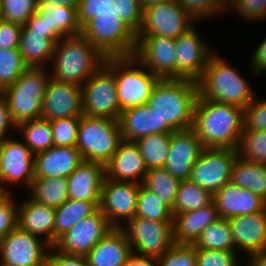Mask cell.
<instances>
[{
  "label": "cell",
  "mask_w": 266,
  "mask_h": 266,
  "mask_svg": "<svg viewBox=\"0 0 266 266\" xmlns=\"http://www.w3.org/2000/svg\"><path fill=\"white\" fill-rule=\"evenodd\" d=\"M83 115L119 120L117 86L114 73L103 64L82 85Z\"/></svg>",
  "instance_id": "9c48e42d"
},
{
  "label": "cell",
  "mask_w": 266,
  "mask_h": 266,
  "mask_svg": "<svg viewBox=\"0 0 266 266\" xmlns=\"http://www.w3.org/2000/svg\"><path fill=\"white\" fill-rule=\"evenodd\" d=\"M203 148L192 128L174 131L164 168L180 181L189 180L192 168Z\"/></svg>",
  "instance_id": "d6986e66"
},
{
  "label": "cell",
  "mask_w": 266,
  "mask_h": 266,
  "mask_svg": "<svg viewBox=\"0 0 266 266\" xmlns=\"http://www.w3.org/2000/svg\"><path fill=\"white\" fill-rule=\"evenodd\" d=\"M213 201V195L197 183L181 181L173 206V214L200 209Z\"/></svg>",
  "instance_id": "74e56055"
},
{
  "label": "cell",
  "mask_w": 266,
  "mask_h": 266,
  "mask_svg": "<svg viewBox=\"0 0 266 266\" xmlns=\"http://www.w3.org/2000/svg\"><path fill=\"white\" fill-rule=\"evenodd\" d=\"M198 96L195 80L159 79L146 103L159 118V133L192 128Z\"/></svg>",
  "instance_id": "7a4b0ae2"
},
{
  "label": "cell",
  "mask_w": 266,
  "mask_h": 266,
  "mask_svg": "<svg viewBox=\"0 0 266 266\" xmlns=\"http://www.w3.org/2000/svg\"><path fill=\"white\" fill-rule=\"evenodd\" d=\"M56 44L57 42L46 32L21 30L19 51L28 67L45 68L47 62H52Z\"/></svg>",
  "instance_id": "f1b7e54d"
},
{
  "label": "cell",
  "mask_w": 266,
  "mask_h": 266,
  "mask_svg": "<svg viewBox=\"0 0 266 266\" xmlns=\"http://www.w3.org/2000/svg\"><path fill=\"white\" fill-rule=\"evenodd\" d=\"M104 179L105 165L83 160L67 178L69 199L100 202Z\"/></svg>",
  "instance_id": "cb8c5ba5"
},
{
  "label": "cell",
  "mask_w": 266,
  "mask_h": 266,
  "mask_svg": "<svg viewBox=\"0 0 266 266\" xmlns=\"http://www.w3.org/2000/svg\"><path fill=\"white\" fill-rule=\"evenodd\" d=\"M3 141H4V138L0 137V150H1V147H2V144H3Z\"/></svg>",
  "instance_id": "6125c7cd"
},
{
  "label": "cell",
  "mask_w": 266,
  "mask_h": 266,
  "mask_svg": "<svg viewBox=\"0 0 266 266\" xmlns=\"http://www.w3.org/2000/svg\"><path fill=\"white\" fill-rule=\"evenodd\" d=\"M22 29H33L34 31L46 32L56 42L60 40V38L50 30V22L48 18H46V15L39 14L37 11L27 20V23L22 26Z\"/></svg>",
  "instance_id": "11a10c76"
},
{
  "label": "cell",
  "mask_w": 266,
  "mask_h": 266,
  "mask_svg": "<svg viewBox=\"0 0 266 266\" xmlns=\"http://www.w3.org/2000/svg\"><path fill=\"white\" fill-rule=\"evenodd\" d=\"M220 218L255 214L266 209V201L249 189L239 188L232 181L213 195Z\"/></svg>",
  "instance_id": "44dd1931"
},
{
  "label": "cell",
  "mask_w": 266,
  "mask_h": 266,
  "mask_svg": "<svg viewBox=\"0 0 266 266\" xmlns=\"http://www.w3.org/2000/svg\"><path fill=\"white\" fill-rule=\"evenodd\" d=\"M148 168L135 141L122 140L114 155L105 164V178L142 183Z\"/></svg>",
  "instance_id": "ffe728a7"
},
{
  "label": "cell",
  "mask_w": 266,
  "mask_h": 266,
  "mask_svg": "<svg viewBox=\"0 0 266 266\" xmlns=\"http://www.w3.org/2000/svg\"><path fill=\"white\" fill-rule=\"evenodd\" d=\"M139 189L140 183L104 179L99 209L114 228L122 227L135 217ZM121 219L125 223H120Z\"/></svg>",
  "instance_id": "5bb4252c"
},
{
  "label": "cell",
  "mask_w": 266,
  "mask_h": 266,
  "mask_svg": "<svg viewBox=\"0 0 266 266\" xmlns=\"http://www.w3.org/2000/svg\"><path fill=\"white\" fill-rule=\"evenodd\" d=\"M196 21L177 1L142 8L120 31L119 43L129 50L142 36L177 38Z\"/></svg>",
  "instance_id": "277c9868"
},
{
  "label": "cell",
  "mask_w": 266,
  "mask_h": 266,
  "mask_svg": "<svg viewBox=\"0 0 266 266\" xmlns=\"http://www.w3.org/2000/svg\"><path fill=\"white\" fill-rule=\"evenodd\" d=\"M180 182V180L172 176L164 167H160L149 169L142 184L157 194L162 202L169 206L173 212Z\"/></svg>",
  "instance_id": "8d00e7d4"
},
{
  "label": "cell",
  "mask_w": 266,
  "mask_h": 266,
  "mask_svg": "<svg viewBox=\"0 0 266 266\" xmlns=\"http://www.w3.org/2000/svg\"><path fill=\"white\" fill-rule=\"evenodd\" d=\"M127 235L132 253L159 258L175 243L173 221H153L133 217L121 227Z\"/></svg>",
  "instance_id": "30bf717a"
},
{
  "label": "cell",
  "mask_w": 266,
  "mask_h": 266,
  "mask_svg": "<svg viewBox=\"0 0 266 266\" xmlns=\"http://www.w3.org/2000/svg\"><path fill=\"white\" fill-rule=\"evenodd\" d=\"M16 131L22 133L24 143L34 155L54 146L49 120L37 118L26 121L19 124Z\"/></svg>",
  "instance_id": "d590c367"
},
{
  "label": "cell",
  "mask_w": 266,
  "mask_h": 266,
  "mask_svg": "<svg viewBox=\"0 0 266 266\" xmlns=\"http://www.w3.org/2000/svg\"><path fill=\"white\" fill-rule=\"evenodd\" d=\"M157 266H196V248L192 244L175 243L157 258Z\"/></svg>",
  "instance_id": "bcb514c9"
},
{
  "label": "cell",
  "mask_w": 266,
  "mask_h": 266,
  "mask_svg": "<svg viewBox=\"0 0 266 266\" xmlns=\"http://www.w3.org/2000/svg\"><path fill=\"white\" fill-rule=\"evenodd\" d=\"M182 7L198 21L197 19L214 16L221 13L216 7L215 0H177Z\"/></svg>",
  "instance_id": "f907efd6"
},
{
  "label": "cell",
  "mask_w": 266,
  "mask_h": 266,
  "mask_svg": "<svg viewBox=\"0 0 266 266\" xmlns=\"http://www.w3.org/2000/svg\"><path fill=\"white\" fill-rule=\"evenodd\" d=\"M128 51L160 79L177 78L174 38L142 36Z\"/></svg>",
  "instance_id": "4fadbf2b"
},
{
  "label": "cell",
  "mask_w": 266,
  "mask_h": 266,
  "mask_svg": "<svg viewBox=\"0 0 266 266\" xmlns=\"http://www.w3.org/2000/svg\"><path fill=\"white\" fill-rule=\"evenodd\" d=\"M237 0H215L216 2V7L221 11H225L224 9H228L229 7H227L228 5H230L231 7L234 6V4L236 3ZM223 10V11H222Z\"/></svg>",
  "instance_id": "94428289"
},
{
  "label": "cell",
  "mask_w": 266,
  "mask_h": 266,
  "mask_svg": "<svg viewBox=\"0 0 266 266\" xmlns=\"http://www.w3.org/2000/svg\"><path fill=\"white\" fill-rule=\"evenodd\" d=\"M79 9L93 24L109 18V0H40Z\"/></svg>",
  "instance_id": "7bdbcfd3"
},
{
  "label": "cell",
  "mask_w": 266,
  "mask_h": 266,
  "mask_svg": "<svg viewBox=\"0 0 266 266\" xmlns=\"http://www.w3.org/2000/svg\"><path fill=\"white\" fill-rule=\"evenodd\" d=\"M245 131L266 130V100L255 98L243 109Z\"/></svg>",
  "instance_id": "7dc6e473"
},
{
  "label": "cell",
  "mask_w": 266,
  "mask_h": 266,
  "mask_svg": "<svg viewBox=\"0 0 266 266\" xmlns=\"http://www.w3.org/2000/svg\"><path fill=\"white\" fill-rule=\"evenodd\" d=\"M11 127L12 129L17 130V126L12 121V117L9 112L7 99L0 92V137L4 139L9 138L6 133Z\"/></svg>",
  "instance_id": "9f6ffc18"
},
{
  "label": "cell",
  "mask_w": 266,
  "mask_h": 266,
  "mask_svg": "<svg viewBox=\"0 0 266 266\" xmlns=\"http://www.w3.org/2000/svg\"><path fill=\"white\" fill-rule=\"evenodd\" d=\"M80 119L69 117L50 121L54 146H76Z\"/></svg>",
  "instance_id": "f6af8a7d"
},
{
  "label": "cell",
  "mask_w": 266,
  "mask_h": 266,
  "mask_svg": "<svg viewBox=\"0 0 266 266\" xmlns=\"http://www.w3.org/2000/svg\"><path fill=\"white\" fill-rule=\"evenodd\" d=\"M82 115V86L50 77L43 98L40 118L51 121Z\"/></svg>",
  "instance_id": "e0dca14e"
},
{
  "label": "cell",
  "mask_w": 266,
  "mask_h": 266,
  "mask_svg": "<svg viewBox=\"0 0 266 266\" xmlns=\"http://www.w3.org/2000/svg\"><path fill=\"white\" fill-rule=\"evenodd\" d=\"M227 60L212 54L197 80L199 97L244 109L257 96L238 70Z\"/></svg>",
  "instance_id": "8992f818"
},
{
  "label": "cell",
  "mask_w": 266,
  "mask_h": 266,
  "mask_svg": "<svg viewBox=\"0 0 266 266\" xmlns=\"http://www.w3.org/2000/svg\"><path fill=\"white\" fill-rule=\"evenodd\" d=\"M30 198L43 205L57 208L68 197V183L65 177L34 178L29 188Z\"/></svg>",
  "instance_id": "d6a6232c"
},
{
  "label": "cell",
  "mask_w": 266,
  "mask_h": 266,
  "mask_svg": "<svg viewBox=\"0 0 266 266\" xmlns=\"http://www.w3.org/2000/svg\"><path fill=\"white\" fill-rule=\"evenodd\" d=\"M35 155L22 141L5 138L0 150V188L8 192L6 185L22 182L30 188L34 179Z\"/></svg>",
  "instance_id": "9a60e30c"
},
{
  "label": "cell",
  "mask_w": 266,
  "mask_h": 266,
  "mask_svg": "<svg viewBox=\"0 0 266 266\" xmlns=\"http://www.w3.org/2000/svg\"><path fill=\"white\" fill-rule=\"evenodd\" d=\"M2 0H0V14H1Z\"/></svg>",
  "instance_id": "be15d7a7"
},
{
  "label": "cell",
  "mask_w": 266,
  "mask_h": 266,
  "mask_svg": "<svg viewBox=\"0 0 266 266\" xmlns=\"http://www.w3.org/2000/svg\"><path fill=\"white\" fill-rule=\"evenodd\" d=\"M55 208L35 202L30 197L18 206L17 227L36 236H44L54 246Z\"/></svg>",
  "instance_id": "4316f807"
},
{
  "label": "cell",
  "mask_w": 266,
  "mask_h": 266,
  "mask_svg": "<svg viewBox=\"0 0 266 266\" xmlns=\"http://www.w3.org/2000/svg\"><path fill=\"white\" fill-rule=\"evenodd\" d=\"M50 250H54L53 253ZM48 251L50 253L47 257L46 266H88L85 256L65 254L59 250L56 251L54 246H51Z\"/></svg>",
  "instance_id": "db71d44e"
},
{
  "label": "cell",
  "mask_w": 266,
  "mask_h": 266,
  "mask_svg": "<svg viewBox=\"0 0 266 266\" xmlns=\"http://www.w3.org/2000/svg\"><path fill=\"white\" fill-rule=\"evenodd\" d=\"M118 121L122 140L136 141L140 137L159 133V118L146 104L122 111Z\"/></svg>",
  "instance_id": "f546056e"
},
{
  "label": "cell",
  "mask_w": 266,
  "mask_h": 266,
  "mask_svg": "<svg viewBox=\"0 0 266 266\" xmlns=\"http://www.w3.org/2000/svg\"><path fill=\"white\" fill-rule=\"evenodd\" d=\"M99 204L100 202L68 199L55 208L54 245L76 223L95 213Z\"/></svg>",
  "instance_id": "1f68e13d"
},
{
  "label": "cell",
  "mask_w": 266,
  "mask_h": 266,
  "mask_svg": "<svg viewBox=\"0 0 266 266\" xmlns=\"http://www.w3.org/2000/svg\"><path fill=\"white\" fill-rule=\"evenodd\" d=\"M175 0H109V19L120 31L142 8Z\"/></svg>",
  "instance_id": "60d3db41"
},
{
  "label": "cell",
  "mask_w": 266,
  "mask_h": 266,
  "mask_svg": "<svg viewBox=\"0 0 266 266\" xmlns=\"http://www.w3.org/2000/svg\"><path fill=\"white\" fill-rule=\"evenodd\" d=\"M232 9H235L240 17L251 21L266 18V0H237Z\"/></svg>",
  "instance_id": "816d5d0a"
},
{
  "label": "cell",
  "mask_w": 266,
  "mask_h": 266,
  "mask_svg": "<svg viewBox=\"0 0 266 266\" xmlns=\"http://www.w3.org/2000/svg\"><path fill=\"white\" fill-rule=\"evenodd\" d=\"M229 222L234 249L238 247L249 256L266 251V209L255 214L232 217Z\"/></svg>",
  "instance_id": "7402d4cb"
},
{
  "label": "cell",
  "mask_w": 266,
  "mask_h": 266,
  "mask_svg": "<svg viewBox=\"0 0 266 266\" xmlns=\"http://www.w3.org/2000/svg\"><path fill=\"white\" fill-rule=\"evenodd\" d=\"M22 26L0 19V49H19Z\"/></svg>",
  "instance_id": "f5cc1de1"
},
{
  "label": "cell",
  "mask_w": 266,
  "mask_h": 266,
  "mask_svg": "<svg viewBox=\"0 0 266 266\" xmlns=\"http://www.w3.org/2000/svg\"><path fill=\"white\" fill-rule=\"evenodd\" d=\"M247 264V266H266V251L251 255Z\"/></svg>",
  "instance_id": "91938a15"
},
{
  "label": "cell",
  "mask_w": 266,
  "mask_h": 266,
  "mask_svg": "<svg viewBox=\"0 0 266 266\" xmlns=\"http://www.w3.org/2000/svg\"><path fill=\"white\" fill-rule=\"evenodd\" d=\"M173 215V239L177 244H193L209 224L220 218L214 201L200 209Z\"/></svg>",
  "instance_id": "83f0119b"
},
{
  "label": "cell",
  "mask_w": 266,
  "mask_h": 266,
  "mask_svg": "<svg viewBox=\"0 0 266 266\" xmlns=\"http://www.w3.org/2000/svg\"><path fill=\"white\" fill-rule=\"evenodd\" d=\"M39 0H2L0 19L24 26L35 14Z\"/></svg>",
  "instance_id": "ee69618b"
},
{
  "label": "cell",
  "mask_w": 266,
  "mask_h": 266,
  "mask_svg": "<svg viewBox=\"0 0 266 266\" xmlns=\"http://www.w3.org/2000/svg\"><path fill=\"white\" fill-rule=\"evenodd\" d=\"M51 245L16 227L0 239V266H46Z\"/></svg>",
  "instance_id": "8fae6325"
},
{
  "label": "cell",
  "mask_w": 266,
  "mask_h": 266,
  "mask_svg": "<svg viewBox=\"0 0 266 266\" xmlns=\"http://www.w3.org/2000/svg\"><path fill=\"white\" fill-rule=\"evenodd\" d=\"M27 68L19 49H0V92L13 85Z\"/></svg>",
  "instance_id": "b9f144b4"
},
{
  "label": "cell",
  "mask_w": 266,
  "mask_h": 266,
  "mask_svg": "<svg viewBox=\"0 0 266 266\" xmlns=\"http://www.w3.org/2000/svg\"><path fill=\"white\" fill-rule=\"evenodd\" d=\"M104 64L115 75L121 112L147 103L159 77L151 73L120 43L107 55Z\"/></svg>",
  "instance_id": "5b68a950"
},
{
  "label": "cell",
  "mask_w": 266,
  "mask_h": 266,
  "mask_svg": "<svg viewBox=\"0 0 266 266\" xmlns=\"http://www.w3.org/2000/svg\"><path fill=\"white\" fill-rule=\"evenodd\" d=\"M132 248L124 230H110L85 256L88 266H126Z\"/></svg>",
  "instance_id": "d4e9b609"
},
{
  "label": "cell",
  "mask_w": 266,
  "mask_h": 266,
  "mask_svg": "<svg viewBox=\"0 0 266 266\" xmlns=\"http://www.w3.org/2000/svg\"><path fill=\"white\" fill-rule=\"evenodd\" d=\"M237 157V149L203 148L189 180L214 195L231 181L232 167Z\"/></svg>",
  "instance_id": "7c38bea8"
},
{
  "label": "cell",
  "mask_w": 266,
  "mask_h": 266,
  "mask_svg": "<svg viewBox=\"0 0 266 266\" xmlns=\"http://www.w3.org/2000/svg\"><path fill=\"white\" fill-rule=\"evenodd\" d=\"M119 43V31L108 18L80 35L60 39L54 48L50 76L80 86L105 62Z\"/></svg>",
  "instance_id": "6da1fadb"
},
{
  "label": "cell",
  "mask_w": 266,
  "mask_h": 266,
  "mask_svg": "<svg viewBox=\"0 0 266 266\" xmlns=\"http://www.w3.org/2000/svg\"><path fill=\"white\" fill-rule=\"evenodd\" d=\"M121 141L118 120L81 116L76 147L83 160L105 165L114 155Z\"/></svg>",
  "instance_id": "ba28073f"
},
{
  "label": "cell",
  "mask_w": 266,
  "mask_h": 266,
  "mask_svg": "<svg viewBox=\"0 0 266 266\" xmlns=\"http://www.w3.org/2000/svg\"><path fill=\"white\" fill-rule=\"evenodd\" d=\"M113 228L107 217L98 209L76 223L57 240L54 247L65 254L86 256Z\"/></svg>",
  "instance_id": "2e32d148"
},
{
  "label": "cell",
  "mask_w": 266,
  "mask_h": 266,
  "mask_svg": "<svg viewBox=\"0 0 266 266\" xmlns=\"http://www.w3.org/2000/svg\"><path fill=\"white\" fill-rule=\"evenodd\" d=\"M171 135L172 133H154L140 137L135 141L148 170L164 167L169 155Z\"/></svg>",
  "instance_id": "e575fe53"
},
{
  "label": "cell",
  "mask_w": 266,
  "mask_h": 266,
  "mask_svg": "<svg viewBox=\"0 0 266 266\" xmlns=\"http://www.w3.org/2000/svg\"><path fill=\"white\" fill-rule=\"evenodd\" d=\"M82 161L76 146H52L35 155L34 178H68Z\"/></svg>",
  "instance_id": "603a6c76"
},
{
  "label": "cell",
  "mask_w": 266,
  "mask_h": 266,
  "mask_svg": "<svg viewBox=\"0 0 266 266\" xmlns=\"http://www.w3.org/2000/svg\"><path fill=\"white\" fill-rule=\"evenodd\" d=\"M37 12L46 15L52 30L60 39L80 35L93 23L77 8L66 5L56 6L52 2L38 1Z\"/></svg>",
  "instance_id": "484cf974"
},
{
  "label": "cell",
  "mask_w": 266,
  "mask_h": 266,
  "mask_svg": "<svg viewBox=\"0 0 266 266\" xmlns=\"http://www.w3.org/2000/svg\"><path fill=\"white\" fill-rule=\"evenodd\" d=\"M192 245L196 249L236 251L229 219L218 218L209 224Z\"/></svg>",
  "instance_id": "836d02e7"
},
{
  "label": "cell",
  "mask_w": 266,
  "mask_h": 266,
  "mask_svg": "<svg viewBox=\"0 0 266 266\" xmlns=\"http://www.w3.org/2000/svg\"><path fill=\"white\" fill-rule=\"evenodd\" d=\"M9 192L0 195V239L17 227L18 206Z\"/></svg>",
  "instance_id": "681fc988"
},
{
  "label": "cell",
  "mask_w": 266,
  "mask_h": 266,
  "mask_svg": "<svg viewBox=\"0 0 266 266\" xmlns=\"http://www.w3.org/2000/svg\"><path fill=\"white\" fill-rule=\"evenodd\" d=\"M126 266H157V258L132 253Z\"/></svg>",
  "instance_id": "680465c9"
},
{
  "label": "cell",
  "mask_w": 266,
  "mask_h": 266,
  "mask_svg": "<svg viewBox=\"0 0 266 266\" xmlns=\"http://www.w3.org/2000/svg\"><path fill=\"white\" fill-rule=\"evenodd\" d=\"M208 48L194 26L175 38L177 78L197 81L214 53Z\"/></svg>",
  "instance_id": "ac0fdd59"
},
{
  "label": "cell",
  "mask_w": 266,
  "mask_h": 266,
  "mask_svg": "<svg viewBox=\"0 0 266 266\" xmlns=\"http://www.w3.org/2000/svg\"><path fill=\"white\" fill-rule=\"evenodd\" d=\"M236 251L196 249V266H237Z\"/></svg>",
  "instance_id": "c3c4849f"
},
{
  "label": "cell",
  "mask_w": 266,
  "mask_h": 266,
  "mask_svg": "<svg viewBox=\"0 0 266 266\" xmlns=\"http://www.w3.org/2000/svg\"><path fill=\"white\" fill-rule=\"evenodd\" d=\"M251 61L250 63L253 74H260L262 71L266 72V37L260 42L258 47L256 46V50L253 51Z\"/></svg>",
  "instance_id": "6f0895ef"
},
{
  "label": "cell",
  "mask_w": 266,
  "mask_h": 266,
  "mask_svg": "<svg viewBox=\"0 0 266 266\" xmlns=\"http://www.w3.org/2000/svg\"><path fill=\"white\" fill-rule=\"evenodd\" d=\"M231 181L266 201V164L251 162L238 156L232 167Z\"/></svg>",
  "instance_id": "4dcf8cb0"
},
{
  "label": "cell",
  "mask_w": 266,
  "mask_h": 266,
  "mask_svg": "<svg viewBox=\"0 0 266 266\" xmlns=\"http://www.w3.org/2000/svg\"><path fill=\"white\" fill-rule=\"evenodd\" d=\"M136 217L153 221H173L172 209L165 205L160 197L142 183L137 196Z\"/></svg>",
  "instance_id": "f35d334b"
},
{
  "label": "cell",
  "mask_w": 266,
  "mask_h": 266,
  "mask_svg": "<svg viewBox=\"0 0 266 266\" xmlns=\"http://www.w3.org/2000/svg\"><path fill=\"white\" fill-rule=\"evenodd\" d=\"M46 72L43 67H28L13 85L1 92L7 99L16 126L40 118L47 83L51 77Z\"/></svg>",
  "instance_id": "52a82bcc"
},
{
  "label": "cell",
  "mask_w": 266,
  "mask_h": 266,
  "mask_svg": "<svg viewBox=\"0 0 266 266\" xmlns=\"http://www.w3.org/2000/svg\"><path fill=\"white\" fill-rule=\"evenodd\" d=\"M237 151L238 156L245 160L266 164V130L243 129Z\"/></svg>",
  "instance_id": "ab89813d"
},
{
  "label": "cell",
  "mask_w": 266,
  "mask_h": 266,
  "mask_svg": "<svg viewBox=\"0 0 266 266\" xmlns=\"http://www.w3.org/2000/svg\"><path fill=\"white\" fill-rule=\"evenodd\" d=\"M192 129L204 148L237 149L243 130V109L198 96Z\"/></svg>",
  "instance_id": "3957f363"
}]
</instances>
